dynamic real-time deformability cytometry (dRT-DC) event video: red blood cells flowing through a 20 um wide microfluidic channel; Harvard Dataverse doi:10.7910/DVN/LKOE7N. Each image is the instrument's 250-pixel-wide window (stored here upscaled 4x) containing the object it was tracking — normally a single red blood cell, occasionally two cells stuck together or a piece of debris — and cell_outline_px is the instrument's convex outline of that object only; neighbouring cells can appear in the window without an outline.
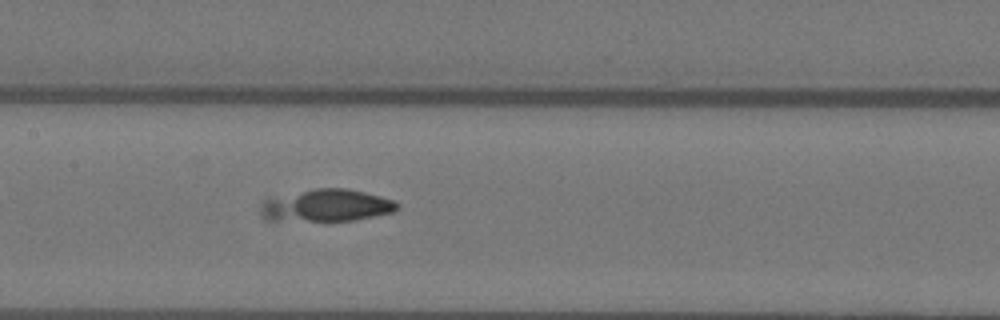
{"species": "Egyptian fruit bat (a non-hibernating species)", "species_latin": "Rousettus aegyptiacus", "temperature_condition": "warm", "stored_images_in_passage": 42, "camera_frame_rate_fps": 3000, "um_per_image_px": 0.085, "animal": {"sex": "female"}, "frame": {"image": 1, "passage_image": 14, "time_ms": 4.333, "image_size_px": [1000, 320], "cell_outline_px": [[400, 208], [392, 212], [356, 220], [328, 224], [264, 220], [260, 212], [260, 208], [264, 200], [268, 196], [316, 188], [348, 188], [380, 196], [392, 200], [400, 204]], "centroid_in_image_um": [27.66, 17.51], "position_along_channel_um": 179.7, "area_um2": 27.22}}
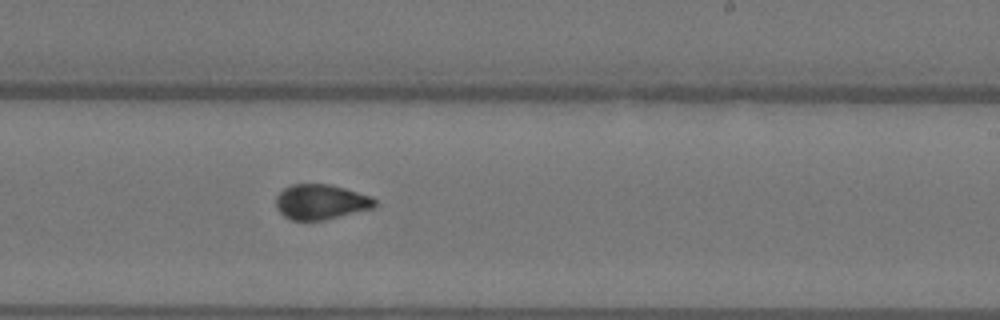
{"frame": {"image": 2, "passage_image": 21, "time_ms": 6.667, "image_size_px": [1000, 320], "cell_outline_px": [[376, 208], [324, 220], [292, 220], [284, 216], [276, 208], [276, 196], [284, 188], [292, 184], [328, 184], [344, 188], [372, 196], [376, 200]], "centroid_in_image_um": [27.29, 17.17], "position_along_channel_um": 261.7, "area_um2": 20.35}}
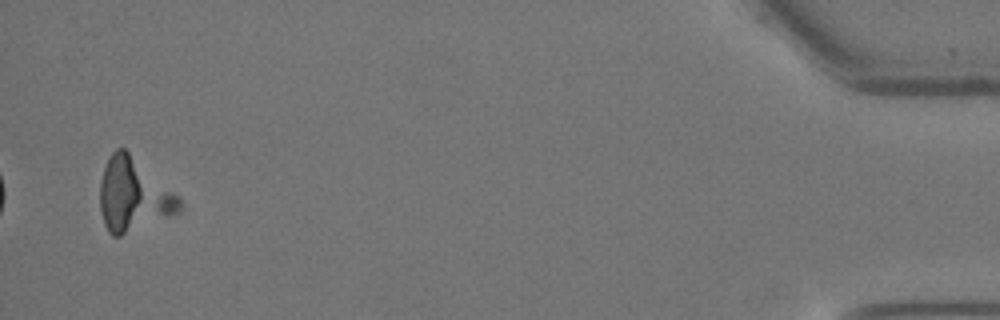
{"frame": {"image": 3, "passage_image": 42, "time_ms": 13.667, "image_size_px": [1000, 320], "cell_outline_px": [[184, 208], [180, 212], [120, 236], [112, 236], [108, 232], [104, 224], [100, 212], [100, 180], [108, 156], [116, 148], [124, 148], [180, 196]], "centroid_in_image_um": [11.34, 16.58], "position_along_channel_um": 423.9, "area_um2": 33.99}, "authors_computed_cell_mechanics": {"area_um2": 20.5479, "velocity_mm_per_s": 3.5247, "shape_relaxation_time_tau1_ms": null, "shape_relaxation_time_tau2_ms": 1.5126, "deformation_change_tau1": null, "deformation_change_tau2": 0.0509}}